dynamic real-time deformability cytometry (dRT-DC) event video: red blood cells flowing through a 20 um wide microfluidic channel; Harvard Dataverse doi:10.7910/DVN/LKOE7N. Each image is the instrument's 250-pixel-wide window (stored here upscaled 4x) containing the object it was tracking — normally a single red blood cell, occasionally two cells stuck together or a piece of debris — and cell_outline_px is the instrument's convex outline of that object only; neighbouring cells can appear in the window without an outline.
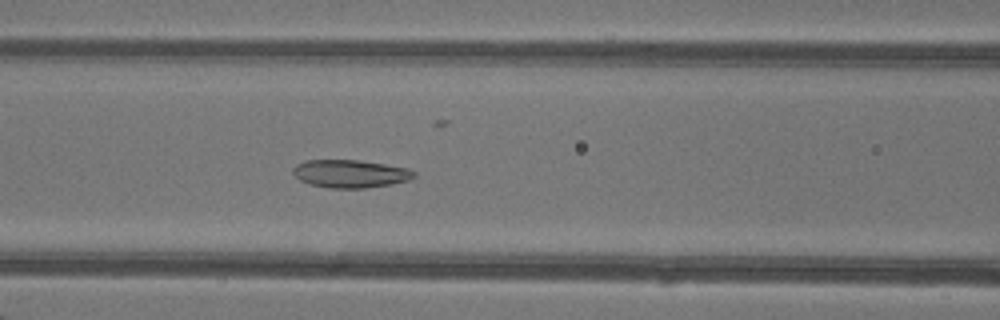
{"species": "common noctule bat (a hibernating species)", "species_latin": "Nyctalus noctula", "temperature_condition": "warm", "stored_images_in_passage": 48, "camera_frame_rate_fps": 3000, "um_per_image_px": 0.085, "animal": {"sex": "female"}, "frame": {"image": 1, "passage_image": 21, "time_ms": 6.667, "image_size_px": [1000, 320], "cell_outline_px": [[416, 176], [408, 180], [392, 184], [364, 188], [332, 188], [308, 184], [300, 180], [292, 172], [292, 168], [296, 164], [304, 160], [360, 160], [408, 168], [416, 172]], "centroid_in_image_um": [29.76, 14.76], "position_along_channel_um": 136.8, "area_um2": 19.77}}
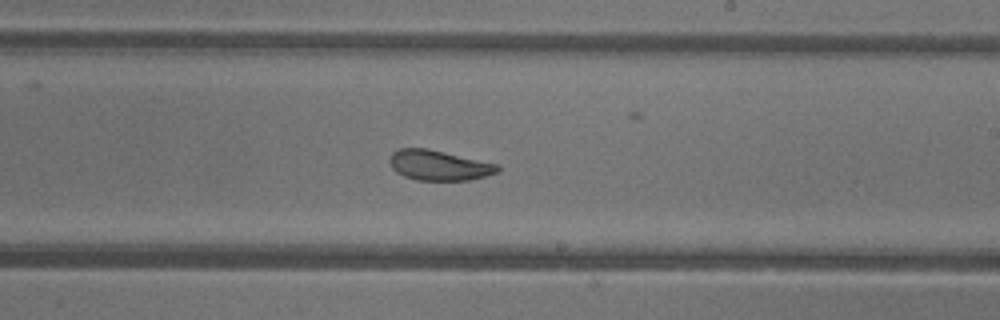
{"frame": {"image": 2, "passage_image": 29, "time_ms": 9.333, "image_size_px": [1000, 320], "cell_outline_px": [[500, 168], [496, 172], [484, 176], [468, 180], [416, 180], [404, 176], [396, 172], [392, 168], [388, 160], [392, 152], [400, 148], [428, 148], [500, 164]], "centroid_in_image_um": [37.29, 14.04], "position_along_channel_um": 251.7, "area_um2": 19.07}}
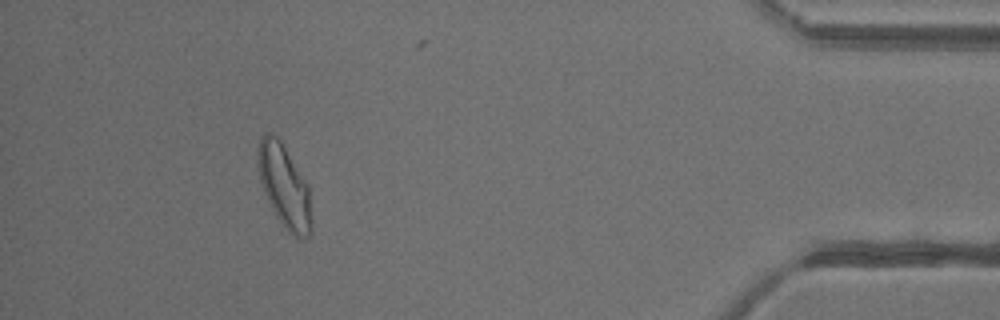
{"frame": {"image": 3, "passage_image": 44, "time_ms": 14.333, "image_size_px": [1000, 320], "cell_outline_px": [[312, 232], [308, 236], [292, 236], [288, 232], [276, 216], [264, 192], [260, 180], [256, 160], [256, 148], [260, 136], [264, 132], [268, 132], [276, 136], [280, 140], [308, 184], [312, 220]], "centroid_in_image_um": [24.14, 15.79], "position_along_channel_um": 411.1, "area_um2": 26.07}, "authors_computed_cell_mechanics": {"area_um2": 22.542, "velocity_mm_per_s": 4.319, "shape_relaxation_time_tau1_ms": 6.8623, "shape_relaxation_time_tau2_ms": 1.7136, "deformation_change_tau1": 0.1872, "deformation_change_tau2": 0.0818}}